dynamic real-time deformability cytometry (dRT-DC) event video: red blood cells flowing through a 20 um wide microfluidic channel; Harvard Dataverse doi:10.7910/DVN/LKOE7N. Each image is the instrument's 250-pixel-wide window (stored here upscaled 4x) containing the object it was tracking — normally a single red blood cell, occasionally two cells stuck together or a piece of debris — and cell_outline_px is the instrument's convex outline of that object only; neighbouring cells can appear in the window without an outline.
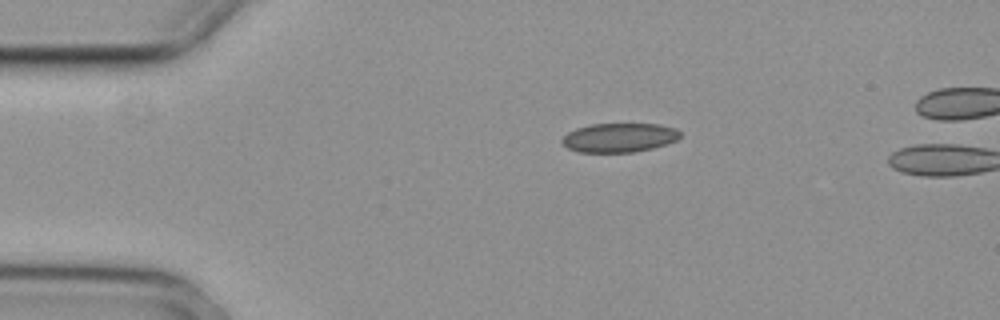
{"species": "common noctule bat (a hibernating species)", "species_latin": "Nyctalus noctula", "temperature_condition": "cold", "stored_images_in_passage": 2, "camera_frame_rate_fps": 3000, "um_per_image_px": 0.085, "animal": {"sex": "female", "body_mass_g": 29.2, "forearm_length_mm": 56.3}, "frame": {"image": 1, "passage_image": 1, "time_ms": 0.0, "image_size_px": [1000, 320], "cell_outline_px": [[680, 136], [676, 140], [652, 148], [632, 152], [576, 152], [568, 148], [560, 140], [568, 132], [576, 128], [592, 124], [660, 124], [676, 128], [680, 132]], "centroid_in_image_um": [52.62, 11.69], "position_along_channel_um": 32.4, "area_um2": 19.94}}